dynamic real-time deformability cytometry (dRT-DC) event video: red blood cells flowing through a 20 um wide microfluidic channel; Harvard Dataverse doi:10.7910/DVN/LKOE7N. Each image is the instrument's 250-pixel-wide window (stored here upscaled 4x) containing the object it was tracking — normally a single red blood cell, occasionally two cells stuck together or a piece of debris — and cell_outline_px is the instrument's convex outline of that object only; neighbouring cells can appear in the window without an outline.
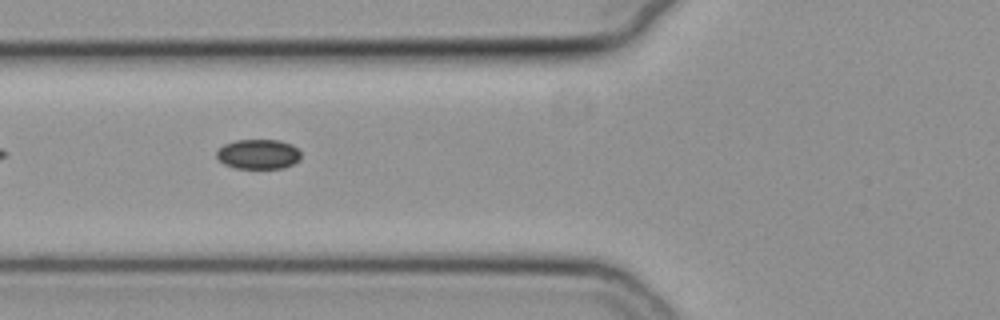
{"species": "common noctule bat (a hibernating species)", "species_latin": "Nyctalus noctula", "temperature_condition": "cold", "stored_images_in_passage": 14, "camera_frame_rate_fps": 3000, "um_per_image_px": 0.085, "animal": {"sex": "female", "body_mass_g": 19.3, "forearm_length_mm": 54.1}, "frame": {"image": 1, "passage_image": 5, "time_ms": 1.333, "image_size_px": [1000, 320], "cell_outline_px": [[300, 160], [284, 168], [236, 168], [224, 164], [216, 156], [216, 152], [224, 144], [236, 140], [280, 140], [292, 144], [300, 152]], "centroid_in_image_um": [21.97, 13.1], "position_along_channel_um": 103.8, "area_um2": 14.62}}
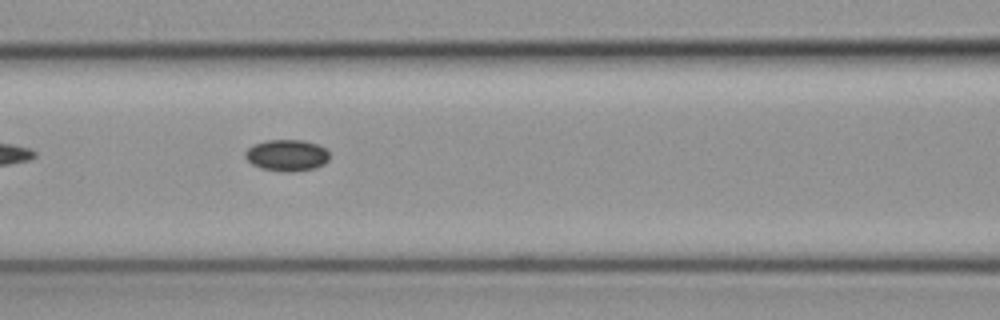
{"frame": {"image": 2, "passage_image": 8, "time_ms": 2.333, "image_size_px": [1000, 320], "cell_outline_px": [[328, 160], [324, 164], [316, 168], [292, 172], [280, 172], [260, 168], [252, 164], [244, 156], [244, 152], [248, 148], [256, 144], [268, 140], [304, 140], [316, 144], [324, 148], [328, 152]], "centroid_in_image_um": [24.37, 13.22], "position_along_channel_um": 142.2, "area_um2": 15.49}}
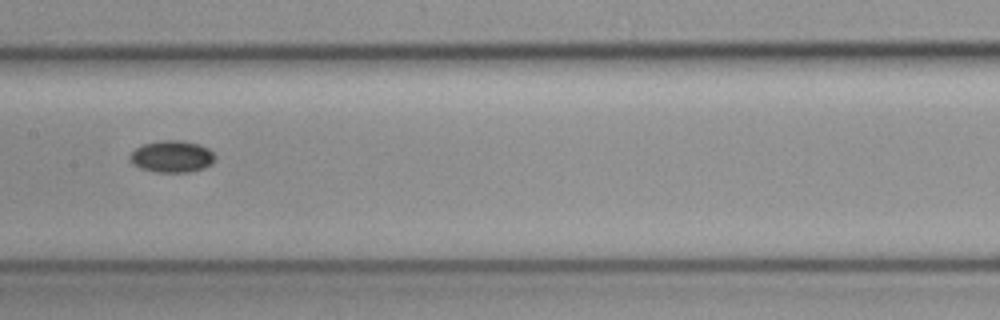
{"frame": {"image": 3, "passage_image": 12, "time_ms": 3.667, "image_size_px": [1000, 320], "cell_outline_px": [[216, 156], [212, 164], [204, 168], [188, 172], [156, 172], [140, 168], [132, 164], [128, 160], [128, 156], [136, 148], [144, 144], [164, 140], [180, 140], [200, 144], [208, 148]], "centroid_in_image_um": [14.61, 13.31], "position_along_channel_um": 192.8, "area_um2": 15.9}}